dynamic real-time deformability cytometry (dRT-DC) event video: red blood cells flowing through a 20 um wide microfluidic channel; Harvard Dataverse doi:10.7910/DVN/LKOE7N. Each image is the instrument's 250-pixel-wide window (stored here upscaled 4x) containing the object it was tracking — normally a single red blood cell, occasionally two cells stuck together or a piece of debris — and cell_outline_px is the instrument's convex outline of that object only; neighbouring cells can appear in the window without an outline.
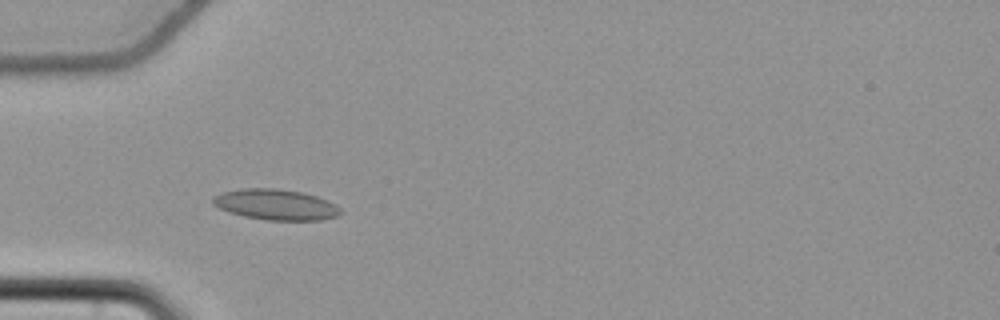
{"species": "common noctule bat (a hibernating species)", "species_latin": "Nyctalus noctula", "temperature_condition": "cold", "stored_images_in_passage": 56, "camera_frame_rate_fps": 3000, "um_per_image_px": 0.085, "animal": {"sex": "female", "body_mass_g": 22.7, "forearm_length_mm": 54.2}, "frame": {"image": 1, "passage_image": 18, "time_ms": 5.667, "image_size_px": [1000, 320], "cell_outline_px": [[344, 212], [336, 216], [320, 220], [268, 220], [244, 216], [228, 212], [212, 204], [212, 196], [220, 192], [244, 188], [276, 188], [304, 192], [316, 196], [336, 204]], "centroid_in_image_um": [23.43, 17.38], "position_along_channel_um": 61.6, "area_um2": 23.0}}
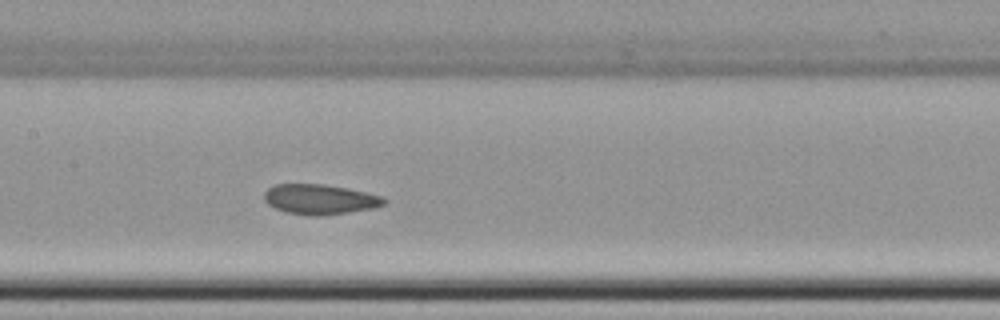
{"frame": {"image": 2, "passage_image": 28, "time_ms": 9.0, "image_size_px": [1000, 320], "cell_outline_px": [[388, 200], [384, 204], [372, 208], [348, 212], [320, 216], [308, 216], [284, 212], [268, 204], [264, 200], [264, 192], [268, 188], [276, 184], [324, 184], [348, 188], [380, 196]], "centroid_in_image_um": [27.15, 16.94], "position_along_channel_um": 180.3, "area_um2": 20.98}}
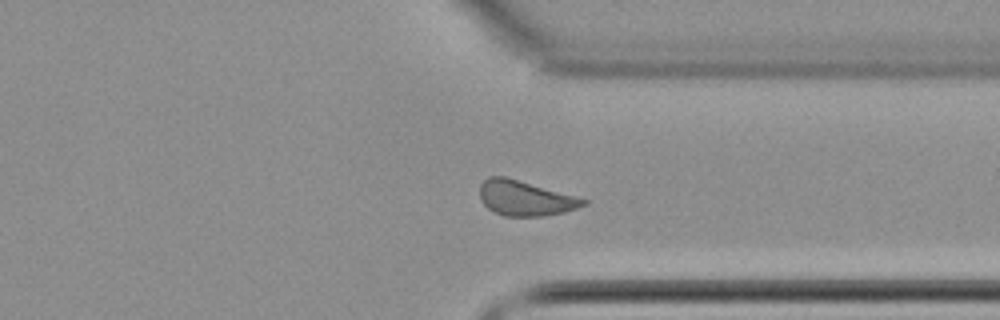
{"frame": {"image": 3, "passage_image": 43, "time_ms": 14.0, "image_size_px": [1000, 320], "cell_outline_px": [[588, 204], [564, 212], [544, 216], [504, 216], [488, 208], [480, 200], [480, 184], [488, 176], [504, 176], [576, 196], [588, 200]], "centroid_in_image_um": [44.63, 16.84], "position_along_channel_um": 366.8, "area_um2": 21.04}, "authors_computed_cell_mechanics": {"area_um2": 21.3282, "velocity_mm_per_s": 3.7203, "shape_relaxation_time_tau1_ms": null, "shape_relaxation_time_tau2_ms": 2.2391, "deformation_change_tau1": null, "deformation_change_tau2": 0.064}}